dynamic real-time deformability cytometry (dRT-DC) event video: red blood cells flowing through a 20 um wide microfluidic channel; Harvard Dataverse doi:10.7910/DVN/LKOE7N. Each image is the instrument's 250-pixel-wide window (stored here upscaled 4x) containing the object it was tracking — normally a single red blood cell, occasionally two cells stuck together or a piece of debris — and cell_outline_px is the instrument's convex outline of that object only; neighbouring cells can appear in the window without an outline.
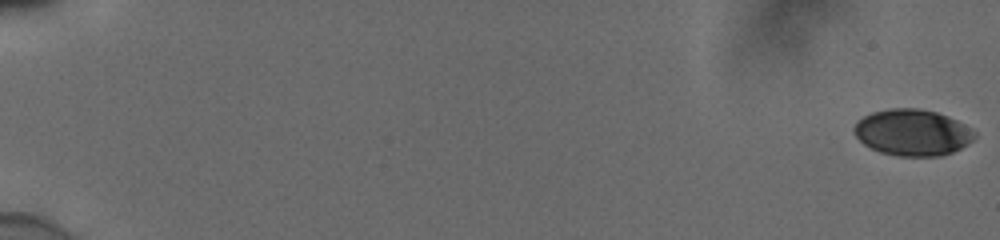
{"species": "human", "species_latin": "Homo sapiens", "temperature_condition": "cold", "stored_images_in_passage": 56, "camera_frame_rate_fps": 3000, "um_per_image_px": 0.085, "donor": {"sex": "male"}, "frame": {"image": 1, "passage_image": 1, "time_ms": 0.0, "image_size_px": [1000, 240], "cell_outline_px": [[976, 136], [968, 144], [952, 152], [940, 156], [896, 156], [880, 152], [864, 144], [856, 136], [852, 128], [856, 120], [872, 112], [892, 108], [916, 108], [936, 112], [948, 116], [972, 128], [976, 132]], "centroid_in_image_um": [77.55, 11.26], "position_along_channel_um": 7.4, "area_um2": 32.66}}
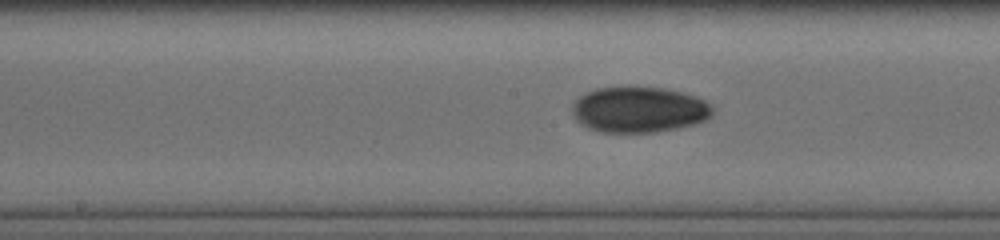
{"frame": {"image": 2, "passage_image": 32, "time_ms": 10.333, "image_size_px": [1000, 240], "cell_outline_px": [[716, 112], [708, 120], [696, 124], [656, 132], [600, 132], [588, 128], [580, 124], [576, 120], [572, 112], [572, 104], [584, 92], [596, 88], [624, 84], [628, 84], [664, 88], [684, 92], [696, 96], [712, 104]], "centroid_in_image_um": [54.34, 9.28], "position_along_channel_um": 193.9, "area_um2": 38.78}}
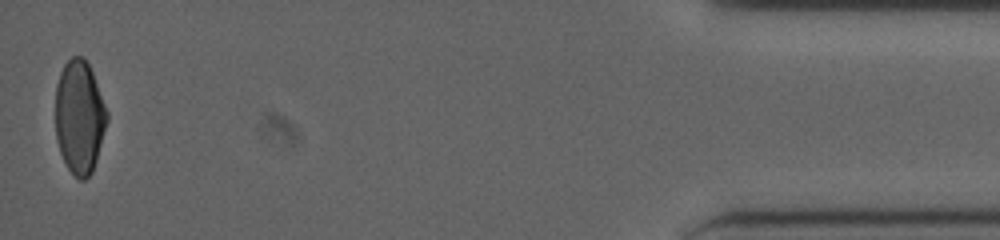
{"frame": {"image": 3, "passage_image": 56, "time_ms": 18.333, "image_size_px": [1000, 240], "cell_outline_px": [[108, 120], [96, 160], [92, 172], [84, 180], [80, 180], [68, 168], [60, 152], [56, 140], [56, 84], [60, 72], [64, 64], [72, 56], [84, 56], [92, 72], [108, 112]], "centroid_in_image_um": [6.75, 9.92], "position_along_channel_um": 428.4, "area_um2": 33.99}, "authors_computed_cell_mechanics": {"area_um2": 34.7378, "velocity_mm_per_s": 3.8831, "shape_relaxation_time_tau1_ms": 8.8539, "shape_relaxation_time_tau2_ms": 6.1458, "deformation_change_tau1": 0.1906, "deformation_change_tau2": 0.0638}}